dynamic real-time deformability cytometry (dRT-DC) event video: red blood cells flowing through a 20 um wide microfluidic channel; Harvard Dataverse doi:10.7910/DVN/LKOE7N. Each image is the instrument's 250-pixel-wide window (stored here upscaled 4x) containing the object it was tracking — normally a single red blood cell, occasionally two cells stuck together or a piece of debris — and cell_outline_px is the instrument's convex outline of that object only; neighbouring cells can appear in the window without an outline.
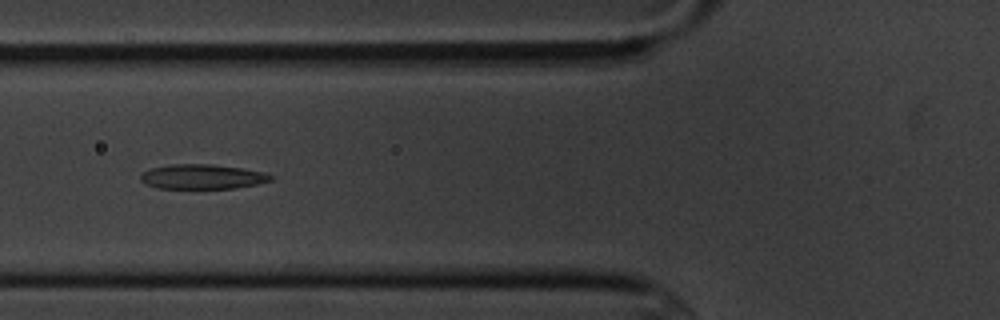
{"species": "common noctule bat (a hibernating species)", "species_latin": "Nyctalus noctula", "temperature_condition": "cold", "stored_images_in_passage": 7, "camera_frame_rate_fps": 3000, "um_per_image_px": 0.085, "animal": {"sex": "male", "body_mass_g": 20.1, "forearm_length_mm": 53.5}, "frame": {"image": 1, "passage_image": 7, "time_ms": 7.0, "image_size_px": [1000, 320], "cell_outline_px": [[276, 176], [272, 180], [256, 184], [236, 188], [156, 188], [140, 180], [140, 176], [148, 168], [172, 164], [212, 164], [244, 168], [264, 172]], "centroid_in_image_um": [17.23, 15.01], "position_along_channel_um": 108.6, "area_um2": 18.84}}